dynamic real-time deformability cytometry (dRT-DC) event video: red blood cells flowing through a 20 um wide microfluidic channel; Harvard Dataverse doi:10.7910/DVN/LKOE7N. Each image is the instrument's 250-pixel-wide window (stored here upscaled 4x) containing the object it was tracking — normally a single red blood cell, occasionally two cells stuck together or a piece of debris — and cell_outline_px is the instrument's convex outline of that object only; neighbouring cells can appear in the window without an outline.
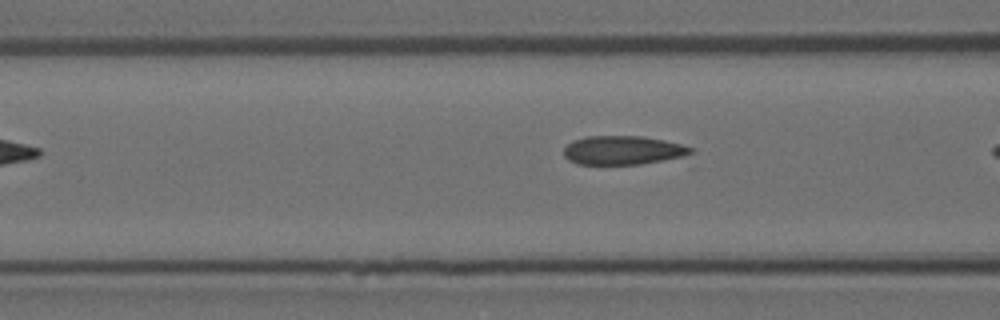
{"species": "Egyptian fruit bat (a non-hibernating species)", "species_latin": "Rousettus aegyptiacus", "temperature_condition": "room temperature", "stored_images_in_passage": 15, "camera_frame_rate_fps": 3000, "um_per_image_px": 0.085, "animal": {"sex": "female"}, "frame": {"image": 1, "passage_image": 13, "time_ms": 4.0, "image_size_px": [1000, 320], "cell_outline_px": [[696, 152], [688, 160], [640, 164], [576, 164], [568, 160], [564, 156], [564, 148], [572, 140], [588, 136], [644, 136], [664, 140], [696, 148]], "centroid_in_image_um": [53.15, 12.8], "position_along_channel_um": 113.4, "area_um2": 22.43}}